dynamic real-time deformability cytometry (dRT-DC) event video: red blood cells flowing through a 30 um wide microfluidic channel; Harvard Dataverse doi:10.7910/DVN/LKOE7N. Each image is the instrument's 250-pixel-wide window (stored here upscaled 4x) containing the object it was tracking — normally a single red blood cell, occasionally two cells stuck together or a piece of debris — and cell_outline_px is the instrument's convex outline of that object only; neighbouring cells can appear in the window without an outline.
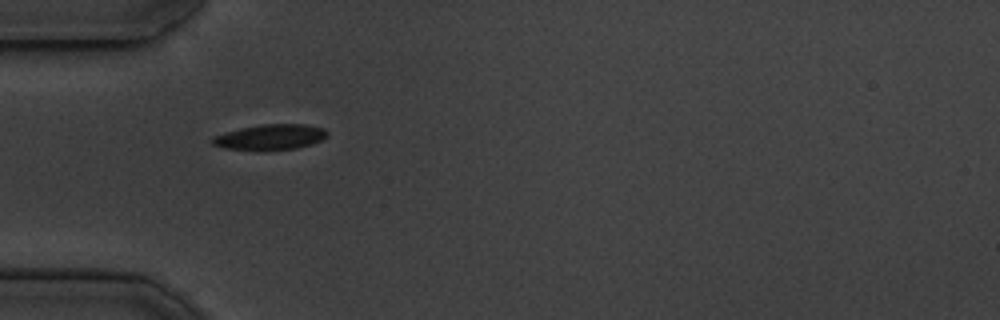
{"species": "common noctule bat (a hibernating species)", "species_latin": "Nyctalus noctula", "temperature_condition": "cold", "stored_images_in_passage": 38, "camera_frame_rate_fps": 3000, "um_per_image_px": 0.085, "animal": {"sex": "male", "body_mass_g": 19.5, "forearm_length_mm": 54.6}, "frame": {"image": 1, "passage_image": 1, "time_ms": 0.0, "image_size_px": [1000, 320], "cell_outline_px": [[328, 136], [312, 144], [296, 148], [224, 148], [212, 144], [212, 136], [240, 128], [260, 124], [304, 124], [324, 128], [328, 132]], "centroid_in_image_um": [23.01, 11.61], "position_along_channel_um": 62.0, "area_um2": 16.42}}
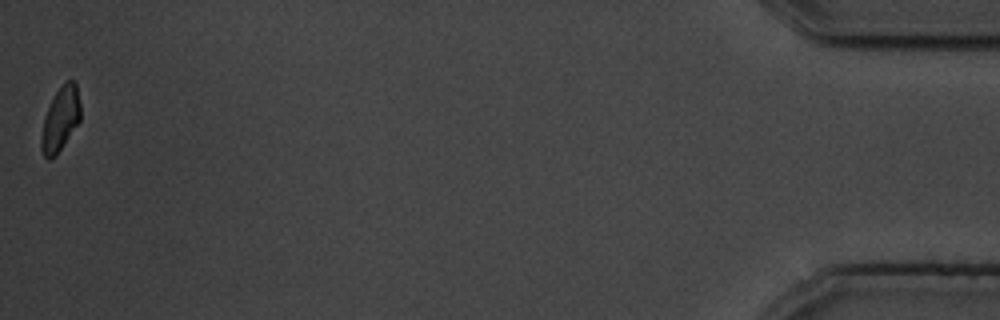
{"frame": {"image": 2, "passage_image": 38, "time_ms": 12.333, "image_size_px": [1000, 320], "cell_outline_px": [[80, 120], [56, 156], [48, 160], [44, 156], [40, 148], [40, 136], [44, 116], [56, 92], [64, 80], [76, 80], [80, 104]], "centroid_in_image_um": [5.12, 10.12], "position_along_channel_um": 430.1, "area_um2": 14.8}, "authors_computed_cell_mechanics": {"area_um2": 16.0973, "velocity_mm_per_s": 3.7478, "shape_relaxation_time_tau1_ms": 2.2287, "shape_relaxation_time_tau2_ms": 8.0352, "deformation_change_tau1": 0.0796, "deformation_change_tau2": 0.1167}}